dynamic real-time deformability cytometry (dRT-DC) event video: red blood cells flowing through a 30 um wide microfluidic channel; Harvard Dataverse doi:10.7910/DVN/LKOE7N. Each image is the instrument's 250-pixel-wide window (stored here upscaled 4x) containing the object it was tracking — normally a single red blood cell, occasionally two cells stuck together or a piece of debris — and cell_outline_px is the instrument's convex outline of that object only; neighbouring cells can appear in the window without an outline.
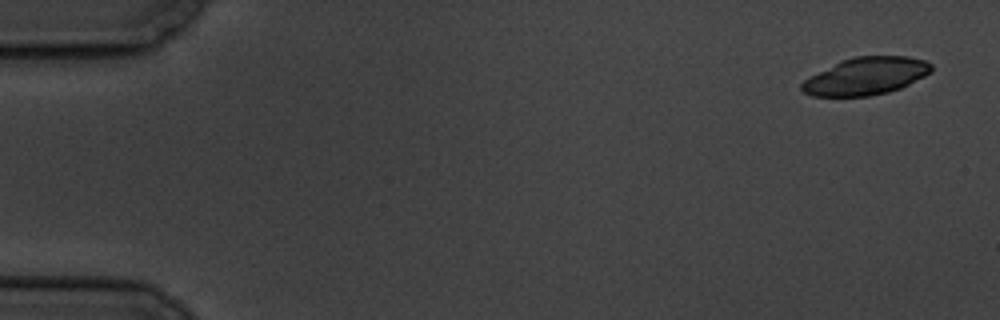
{"species": "common noctule bat (a hibernating species)", "species_latin": "Nyctalus noctula", "temperature_condition": "cold", "stored_images_in_passage": 8, "camera_frame_rate_fps": 3000, "um_per_image_px": 0.085, "animal": {"sex": "male", "body_mass_g": 19.5, "forearm_length_mm": 54.6}, "frame": {"image": 1, "passage_image": 1, "time_ms": 0.0, "image_size_px": [1000, 320], "cell_outline_px": [[932, 72], [900, 88], [888, 92], [868, 96], [812, 96], [804, 92], [800, 88], [800, 84], [804, 80], [840, 60], [856, 56], [908, 56], [924, 60], [932, 64]], "centroid_in_image_um": [73.61, 6.46], "position_along_channel_um": 11.4, "area_um2": 28.15}}